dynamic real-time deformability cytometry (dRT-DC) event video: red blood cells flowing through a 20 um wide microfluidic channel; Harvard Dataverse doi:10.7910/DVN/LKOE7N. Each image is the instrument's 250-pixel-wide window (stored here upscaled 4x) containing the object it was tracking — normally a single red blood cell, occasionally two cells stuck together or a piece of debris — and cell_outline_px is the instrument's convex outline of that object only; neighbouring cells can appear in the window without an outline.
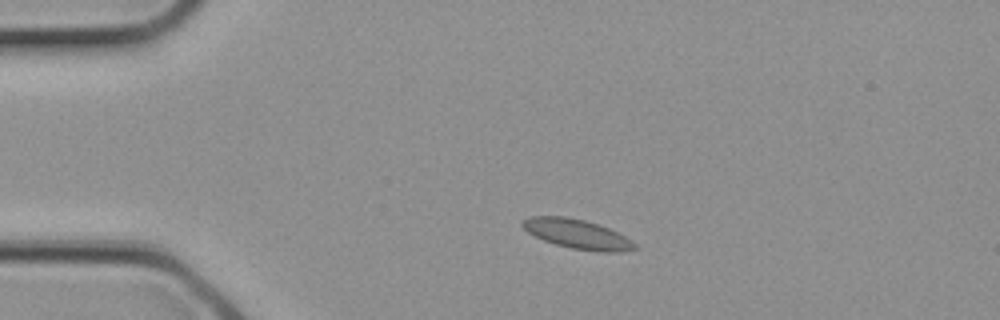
{"species": "common noctule bat (a hibernating species)", "species_latin": "Nyctalus noctula", "temperature_condition": "cold", "stored_images_in_passage": 1, "camera_frame_rate_fps": 3000, "um_per_image_px": 0.085, "animal": {"sex": "female", "body_mass_g": 21.9}, "frame": {"image": 1, "passage_image": 1, "time_ms": 0.0, "image_size_px": [1000, 320], "cell_outline_px": [[640, 248], [620, 252], [600, 252], [572, 248], [556, 244], [544, 240], [528, 232], [520, 224], [520, 220], [532, 216], [564, 216], [584, 220], [608, 228], [632, 240]], "centroid_in_image_um": [49.07, 19.89], "position_along_channel_um": 35.9, "area_um2": 19.13}}